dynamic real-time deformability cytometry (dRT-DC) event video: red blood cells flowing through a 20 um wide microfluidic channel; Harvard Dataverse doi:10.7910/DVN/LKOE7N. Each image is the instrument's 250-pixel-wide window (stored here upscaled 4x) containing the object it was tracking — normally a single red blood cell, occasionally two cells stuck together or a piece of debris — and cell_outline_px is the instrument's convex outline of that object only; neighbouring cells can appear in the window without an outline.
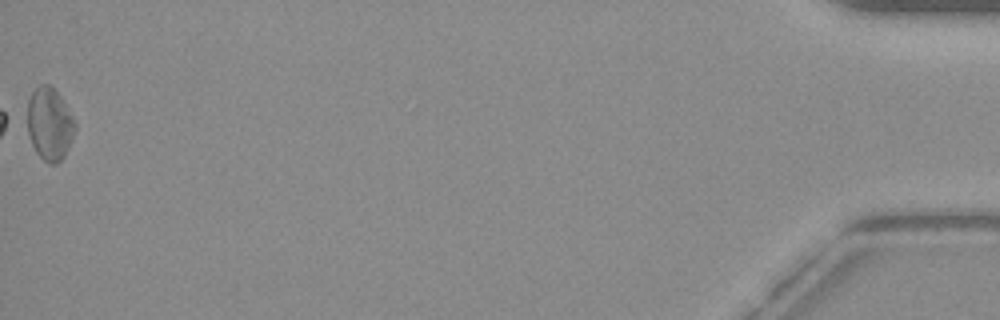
{"species": "common noctule bat (a hibernating species)", "species_latin": "Nyctalus noctula", "temperature_condition": "warm", "stored_images_in_passage": 42, "camera_frame_rate_fps": 3000, "um_per_image_px": 0.085, "animal": {"sex": "female", "body_mass_g": 19.3, "forearm_length_mm": 54.1}, "frame": {"image": 1, "passage_image": 42, "time_ms": 13.667, "image_size_px": [1000, 320], "cell_outline_px": [[76, 128], [64, 156], [56, 164], [48, 164], [36, 152], [32, 144], [28, 132], [28, 100], [32, 92], [40, 84], [48, 84], [60, 96], [72, 116], [76, 124]], "centroid_in_image_um": [4.21, 10.54], "position_along_channel_um": 431.0, "area_um2": 19.83}, "authors_computed_cell_mechanics": {"area_um2": 18.8717, "velocity_mm_per_s": 3.823, "shape_relaxation_time_tau1_ms": null, "shape_relaxation_time_tau2_ms": 3.5461, "deformation_change_tau1": null, "deformation_change_tau2": 0.0927}}